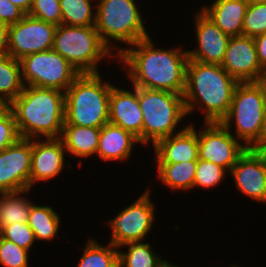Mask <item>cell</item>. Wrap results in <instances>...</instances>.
I'll return each mask as SVG.
<instances>
[{
    "label": "cell",
    "instance_id": "1",
    "mask_svg": "<svg viewBox=\"0 0 266 267\" xmlns=\"http://www.w3.org/2000/svg\"><path fill=\"white\" fill-rule=\"evenodd\" d=\"M150 37L137 41L134 48H117L133 86L184 94L188 51L155 48Z\"/></svg>",
    "mask_w": 266,
    "mask_h": 267
},
{
    "label": "cell",
    "instance_id": "2",
    "mask_svg": "<svg viewBox=\"0 0 266 267\" xmlns=\"http://www.w3.org/2000/svg\"><path fill=\"white\" fill-rule=\"evenodd\" d=\"M238 83L221 65L189 59L183 94L187 115L198 104L197 107L205 112V123L222 122L229 112Z\"/></svg>",
    "mask_w": 266,
    "mask_h": 267
},
{
    "label": "cell",
    "instance_id": "3",
    "mask_svg": "<svg viewBox=\"0 0 266 267\" xmlns=\"http://www.w3.org/2000/svg\"><path fill=\"white\" fill-rule=\"evenodd\" d=\"M20 138H61L65 123L63 91L36 86H24L11 102Z\"/></svg>",
    "mask_w": 266,
    "mask_h": 267
},
{
    "label": "cell",
    "instance_id": "4",
    "mask_svg": "<svg viewBox=\"0 0 266 267\" xmlns=\"http://www.w3.org/2000/svg\"><path fill=\"white\" fill-rule=\"evenodd\" d=\"M113 85L99 73L80 74L65 94V123L102 128L109 122V97Z\"/></svg>",
    "mask_w": 266,
    "mask_h": 267
},
{
    "label": "cell",
    "instance_id": "5",
    "mask_svg": "<svg viewBox=\"0 0 266 267\" xmlns=\"http://www.w3.org/2000/svg\"><path fill=\"white\" fill-rule=\"evenodd\" d=\"M266 111V90L259 82H239L235 87L227 116L221 122L230 130L234 119L236 138L252 148L264 137L263 125ZM234 118V119H233Z\"/></svg>",
    "mask_w": 266,
    "mask_h": 267
},
{
    "label": "cell",
    "instance_id": "6",
    "mask_svg": "<svg viewBox=\"0 0 266 267\" xmlns=\"http://www.w3.org/2000/svg\"><path fill=\"white\" fill-rule=\"evenodd\" d=\"M138 102L143 115V144L151 140L154 145L175 134L179 122L187 116L181 94L138 87Z\"/></svg>",
    "mask_w": 266,
    "mask_h": 267
},
{
    "label": "cell",
    "instance_id": "7",
    "mask_svg": "<svg viewBox=\"0 0 266 267\" xmlns=\"http://www.w3.org/2000/svg\"><path fill=\"white\" fill-rule=\"evenodd\" d=\"M54 51L65 58L80 74L99 73L104 57H114L100 39L95 26L58 25L53 42Z\"/></svg>",
    "mask_w": 266,
    "mask_h": 267
},
{
    "label": "cell",
    "instance_id": "8",
    "mask_svg": "<svg viewBox=\"0 0 266 267\" xmlns=\"http://www.w3.org/2000/svg\"><path fill=\"white\" fill-rule=\"evenodd\" d=\"M97 4L95 28L109 49L112 39L132 45L149 37L134 0H100Z\"/></svg>",
    "mask_w": 266,
    "mask_h": 267
},
{
    "label": "cell",
    "instance_id": "9",
    "mask_svg": "<svg viewBox=\"0 0 266 267\" xmlns=\"http://www.w3.org/2000/svg\"><path fill=\"white\" fill-rule=\"evenodd\" d=\"M19 62L24 86L51 88L65 92L80 75L53 49L26 55Z\"/></svg>",
    "mask_w": 266,
    "mask_h": 267
},
{
    "label": "cell",
    "instance_id": "10",
    "mask_svg": "<svg viewBox=\"0 0 266 267\" xmlns=\"http://www.w3.org/2000/svg\"><path fill=\"white\" fill-rule=\"evenodd\" d=\"M150 191L145 192L131 205L109 220L112 230L110 243L120 248L125 243L145 240L154 221V205L150 199Z\"/></svg>",
    "mask_w": 266,
    "mask_h": 267
},
{
    "label": "cell",
    "instance_id": "11",
    "mask_svg": "<svg viewBox=\"0 0 266 267\" xmlns=\"http://www.w3.org/2000/svg\"><path fill=\"white\" fill-rule=\"evenodd\" d=\"M56 29L57 25L26 14L9 26L8 55L20 60L32 53L51 50Z\"/></svg>",
    "mask_w": 266,
    "mask_h": 267
},
{
    "label": "cell",
    "instance_id": "12",
    "mask_svg": "<svg viewBox=\"0 0 266 267\" xmlns=\"http://www.w3.org/2000/svg\"><path fill=\"white\" fill-rule=\"evenodd\" d=\"M204 126L206 129L198 132V159L230 171L248 148L242 146L221 122L205 123Z\"/></svg>",
    "mask_w": 266,
    "mask_h": 267
},
{
    "label": "cell",
    "instance_id": "13",
    "mask_svg": "<svg viewBox=\"0 0 266 267\" xmlns=\"http://www.w3.org/2000/svg\"><path fill=\"white\" fill-rule=\"evenodd\" d=\"M32 139L19 138L0 151V192L30 189Z\"/></svg>",
    "mask_w": 266,
    "mask_h": 267
},
{
    "label": "cell",
    "instance_id": "14",
    "mask_svg": "<svg viewBox=\"0 0 266 267\" xmlns=\"http://www.w3.org/2000/svg\"><path fill=\"white\" fill-rule=\"evenodd\" d=\"M221 66L238 82H259L264 71L254 38L245 35L230 37Z\"/></svg>",
    "mask_w": 266,
    "mask_h": 267
},
{
    "label": "cell",
    "instance_id": "15",
    "mask_svg": "<svg viewBox=\"0 0 266 267\" xmlns=\"http://www.w3.org/2000/svg\"><path fill=\"white\" fill-rule=\"evenodd\" d=\"M198 49L188 50L190 60L221 65L230 36L225 34L203 11L195 18Z\"/></svg>",
    "mask_w": 266,
    "mask_h": 267
},
{
    "label": "cell",
    "instance_id": "16",
    "mask_svg": "<svg viewBox=\"0 0 266 267\" xmlns=\"http://www.w3.org/2000/svg\"><path fill=\"white\" fill-rule=\"evenodd\" d=\"M240 192L259 202H266V164L248 148L231 168Z\"/></svg>",
    "mask_w": 266,
    "mask_h": 267
},
{
    "label": "cell",
    "instance_id": "17",
    "mask_svg": "<svg viewBox=\"0 0 266 267\" xmlns=\"http://www.w3.org/2000/svg\"><path fill=\"white\" fill-rule=\"evenodd\" d=\"M32 139L30 189L37 181L51 180L63 170L65 146L61 138Z\"/></svg>",
    "mask_w": 266,
    "mask_h": 267
},
{
    "label": "cell",
    "instance_id": "18",
    "mask_svg": "<svg viewBox=\"0 0 266 267\" xmlns=\"http://www.w3.org/2000/svg\"><path fill=\"white\" fill-rule=\"evenodd\" d=\"M134 92L112 87L109 97V122L120 126L142 143L143 115L138 102V87Z\"/></svg>",
    "mask_w": 266,
    "mask_h": 267
},
{
    "label": "cell",
    "instance_id": "19",
    "mask_svg": "<svg viewBox=\"0 0 266 267\" xmlns=\"http://www.w3.org/2000/svg\"><path fill=\"white\" fill-rule=\"evenodd\" d=\"M153 147L157 163L198 160V133L189 124L175 135L160 139Z\"/></svg>",
    "mask_w": 266,
    "mask_h": 267
},
{
    "label": "cell",
    "instance_id": "20",
    "mask_svg": "<svg viewBox=\"0 0 266 267\" xmlns=\"http://www.w3.org/2000/svg\"><path fill=\"white\" fill-rule=\"evenodd\" d=\"M248 0H215L202 11L230 37L242 35Z\"/></svg>",
    "mask_w": 266,
    "mask_h": 267
},
{
    "label": "cell",
    "instance_id": "21",
    "mask_svg": "<svg viewBox=\"0 0 266 267\" xmlns=\"http://www.w3.org/2000/svg\"><path fill=\"white\" fill-rule=\"evenodd\" d=\"M134 143H139L135 136L120 126L108 122L100 128L96 155L105 161H125L130 158Z\"/></svg>",
    "mask_w": 266,
    "mask_h": 267
},
{
    "label": "cell",
    "instance_id": "22",
    "mask_svg": "<svg viewBox=\"0 0 266 267\" xmlns=\"http://www.w3.org/2000/svg\"><path fill=\"white\" fill-rule=\"evenodd\" d=\"M100 138V128L64 124L61 139L67 153L78 157L96 154Z\"/></svg>",
    "mask_w": 266,
    "mask_h": 267
},
{
    "label": "cell",
    "instance_id": "23",
    "mask_svg": "<svg viewBox=\"0 0 266 267\" xmlns=\"http://www.w3.org/2000/svg\"><path fill=\"white\" fill-rule=\"evenodd\" d=\"M29 190L15 192H0V231L10 224L28 223L29 213L33 203L20 194Z\"/></svg>",
    "mask_w": 266,
    "mask_h": 267
},
{
    "label": "cell",
    "instance_id": "24",
    "mask_svg": "<svg viewBox=\"0 0 266 267\" xmlns=\"http://www.w3.org/2000/svg\"><path fill=\"white\" fill-rule=\"evenodd\" d=\"M197 161L158 163V178L174 190L191 189L194 184Z\"/></svg>",
    "mask_w": 266,
    "mask_h": 267
},
{
    "label": "cell",
    "instance_id": "25",
    "mask_svg": "<svg viewBox=\"0 0 266 267\" xmlns=\"http://www.w3.org/2000/svg\"><path fill=\"white\" fill-rule=\"evenodd\" d=\"M60 218L50 206L32 204L28 225L32 229L36 240L49 241L56 237Z\"/></svg>",
    "mask_w": 266,
    "mask_h": 267
},
{
    "label": "cell",
    "instance_id": "26",
    "mask_svg": "<svg viewBox=\"0 0 266 267\" xmlns=\"http://www.w3.org/2000/svg\"><path fill=\"white\" fill-rule=\"evenodd\" d=\"M128 246L127 252L118 251L119 267H162L165 260L157 256L149 243L142 241L128 242L120 247Z\"/></svg>",
    "mask_w": 266,
    "mask_h": 267
},
{
    "label": "cell",
    "instance_id": "27",
    "mask_svg": "<svg viewBox=\"0 0 266 267\" xmlns=\"http://www.w3.org/2000/svg\"><path fill=\"white\" fill-rule=\"evenodd\" d=\"M23 87L19 60L9 55L0 57V96L12 102Z\"/></svg>",
    "mask_w": 266,
    "mask_h": 267
},
{
    "label": "cell",
    "instance_id": "28",
    "mask_svg": "<svg viewBox=\"0 0 266 267\" xmlns=\"http://www.w3.org/2000/svg\"><path fill=\"white\" fill-rule=\"evenodd\" d=\"M107 246H101L95 239L86 242L78 267H119L117 247L110 242Z\"/></svg>",
    "mask_w": 266,
    "mask_h": 267
},
{
    "label": "cell",
    "instance_id": "29",
    "mask_svg": "<svg viewBox=\"0 0 266 267\" xmlns=\"http://www.w3.org/2000/svg\"><path fill=\"white\" fill-rule=\"evenodd\" d=\"M62 23L67 26H95L96 12L90 0H60Z\"/></svg>",
    "mask_w": 266,
    "mask_h": 267
},
{
    "label": "cell",
    "instance_id": "30",
    "mask_svg": "<svg viewBox=\"0 0 266 267\" xmlns=\"http://www.w3.org/2000/svg\"><path fill=\"white\" fill-rule=\"evenodd\" d=\"M266 33V2L249 3L243 20L242 35L255 38Z\"/></svg>",
    "mask_w": 266,
    "mask_h": 267
},
{
    "label": "cell",
    "instance_id": "31",
    "mask_svg": "<svg viewBox=\"0 0 266 267\" xmlns=\"http://www.w3.org/2000/svg\"><path fill=\"white\" fill-rule=\"evenodd\" d=\"M225 171L226 169L220 165L198 159L193 187H215L223 180Z\"/></svg>",
    "mask_w": 266,
    "mask_h": 267
},
{
    "label": "cell",
    "instance_id": "32",
    "mask_svg": "<svg viewBox=\"0 0 266 267\" xmlns=\"http://www.w3.org/2000/svg\"><path fill=\"white\" fill-rule=\"evenodd\" d=\"M29 251L0 236V264L4 267H28Z\"/></svg>",
    "mask_w": 266,
    "mask_h": 267
},
{
    "label": "cell",
    "instance_id": "33",
    "mask_svg": "<svg viewBox=\"0 0 266 267\" xmlns=\"http://www.w3.org/2000/svg\"><path fill=\"white\" fill-rule=\"evenodd\" d=\"M28 14L57 26L62 23L60 0H33Z\"/></svg>",
    "mask_w": 266,
    "mask_h": 267
},
{
    "label": "cell",
    "instance_id": "34",
    "mask_svg": "<svg viewBox=\"0 0 266 267\" xmlns=\"http://www.w3.org/2000/svg\"><path fill=\"white\" fill-rule=\"evenodd\" d=\"M0 236L8 241L14 242L29 251L30 247L36 241L32 229L28 223H14L4 227L0 231Z\"/></svg>",
    "mask_w": 266,
    "mask_h": 267
},
{
    "label": "cell",
    "instance_id": "35",
    "mask_svg": "<svg viewBox=\"0 0 266 267\" xmlns=\"http://www.w3.org/2000/svg\"><path fill=\"white\" fill-rule=\"evenodd\" d=\"M20 138L12 110L0 118V151Z\"/></svg>",
    "mask_w": 266,
    "mask_h": 267
},
{
    "label": "cell",
    "instance_id": "36",
    "mask_svg": "<svg viewBox=\"0 0 266 267\" xmlns=\"http://www.w3.org/2000/svg\"><path fill=\"white\" fill-rule=\"evenodd\" d=\"M26 13L9 0H0V22L8 26L16 24Z\"/></svg>",
    "mask_w": 266,
    "mask_h": 267
},
{
    "label": "cell",
    "instance_id": "37",
    "mask_svg": "<svg viewBox=\"0 0 266 267\" xmlns=\"http://www.w3.org/2000/svg\"><path fill=\"white\" fill-rule=\"evenodd\" d=\"M254 42L257 50L258 61L263 69L266 68V33L256 36Z\"/></svg>",
    "mask_w": 266,
    "mask_h": 267
},
{
    "label": "cell",
    "instance_id": "38",
    "mask_svg": "<svg viewBox=\"0 0 266 267\" xmlns=\"http://www.w3.org/2000/svg\"><path fill=\"white\" fill-rule=\"evenodd\" d=\"M9 26L0 22V57L8 55Z\"/></svg>",
    "mask_w": 266,
    "mask_h": 267
},
{
    "label": "cell",
    "instance_id": "39",
    "mask_svg": "<svg viewBox=\"0 0 266 267\" xmlns=\"http://www.w3.org/2000/svg\"><path fill=\"white\" fill-rule=\"evenodd\" d=\"M252 149L261 158V160L266 164V137H263L258 141Z\"/></svg>",
    "mask_w": 266,
    "mask_h": 267
},
{
    "label": "cell",
    "instance_id": "40",
    "mask_svg": "<svg viewBox=\"0 0 266 267\" xmlns=\"http://www.w3.org/2000/svg\"><path fill=\"white\" fill-rule=\"evenodd\" d=\"M14 5L21 8L26 14L29 13L33 0H9Z\"/></svg>",
    "mask_w": 266,
    "mask_h": 267
},
{
    "label": "cell",
    "instance_id": "41",
    "mask_svg": "<svg viewBox=\"0 0 266 267\" xmlns=\"http://www.w3.org/2000/svg\"><path fill=\"white\" fill-rule=\"evenodd\" d=\"M11 110V102L0 96V118L4 117Z\"/></svg>",
    "mask_w": 266,
    "mask_h": 267
},
{
    "label": "cell",
    "instance_id": "42",
    "mask_svg": "<svg viewBox=\"0 0 266 267\" xmlns=\"http://www.w3.org/2000/svg\"><path fill=\"white\" fill-rule=\"evenodd\" d=\"M260 82L263 84V86H264V88L266 90V68L263 71V76H262V79H261Z\"/></svg>",
    "mask_w": 266,
    "mask_h": 267
},
{
    "label": "cell",
    "instance_id": "43",
    "mask_svg": "<svg viewBox=\"0 0 266 267\" xmlns=\"http://www.w3.org/2000/svg\"><path fill=\"white\" fill-rule=\"evenodd\" d=\"M162 267H178L176 265L170 264L169 262L165 261L162 265Z\"/></svg>",
    "mask_w": 266,
    "mask_h": 267
},
{
    "label": "cell",
    "instance_id": "44",
    "mask_svg": "<svg viewBox=\"0 0 266 267\" xmlns=\"http://www.w3.org/2000/svg\"><path fill=\"white\" fill-rule=\"evenodd\" d=\"M264 137H266V111L264 116V125H263Z\"/></svg>",
    "mask_w": 266,
    "mask_h": 267
},
{
    "label": "cell",
    "instance_id": "45",
    "mask_svg": "<svg viewBox=\"0 0 266 267\" xmlns=\"http://www.w3.org/2000/svg\"><path fill=\"white\" fill-rule=\"evenodd\" d=\"M249 3L266 2V0H248Z\"/></svg>",
    "mask_w": 266,
    "mask_h": 267
}]
</instances>
